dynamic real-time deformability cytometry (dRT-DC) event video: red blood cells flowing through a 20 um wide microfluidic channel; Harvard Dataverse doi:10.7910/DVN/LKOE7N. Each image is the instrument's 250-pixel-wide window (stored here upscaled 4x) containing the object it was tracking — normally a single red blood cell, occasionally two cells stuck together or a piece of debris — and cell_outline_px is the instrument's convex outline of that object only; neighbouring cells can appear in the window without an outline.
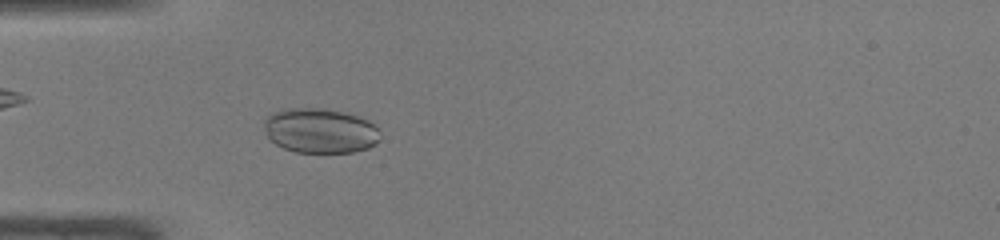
{"species": "common noctule bat (a hibernating species)", "species_latin": "Nyctalus noctula", "temperature_condition": "warm", "stored_images_in_passage": 47, "camera_frame_rate_fps": 3000, "um_per_image_px": 0.085, "animal": {"sex": "male", "body_mass_g": 19.0, "forearm_length_mm": 50.8}, "frame": {"image": 1, "passage_image": 14, "time_ms": 4.333, "image_size_px": [1000, 240], "cell_outline_px": [[380, 140], [376, 144], [368, 148], [352, 152], [296, 152], [284, 148], [268, 140], [264, 128], [264, 120], [272, 112], [280, 108], [324, 108], [344, 112], [368, 120], [380, 132]], "centroid_in_image_um": [27.18, 11.1], "position_along_channel_um": 57.8, "area_um2": 30.58}}
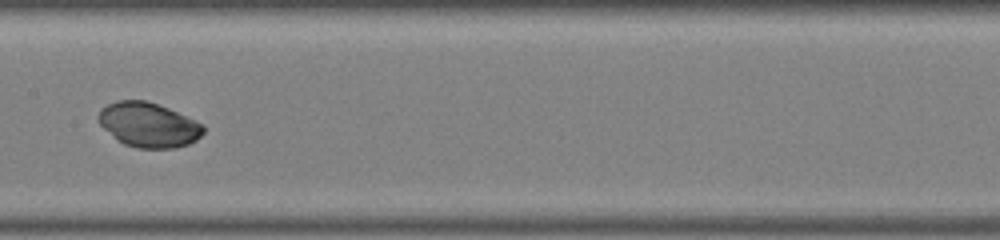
{"frame": {"image": 2, "passage_image": 24, "time_ms": 7.667, "image_size_px": [1000, 240], "cell_outline_px": [[204, 132], [196, 140], [188, 144], [176, 148], [136, 148], [124, 144], [116, 140], [100, 124], [96, 116], [108, 104], [116, 100], [144, 100], [168, 108], [196, 120], [204, 124]], "centroid_in_image_um": [12.63, 10.62], "position_along_channel_um": 194.8, "area_um2": 27.28}}
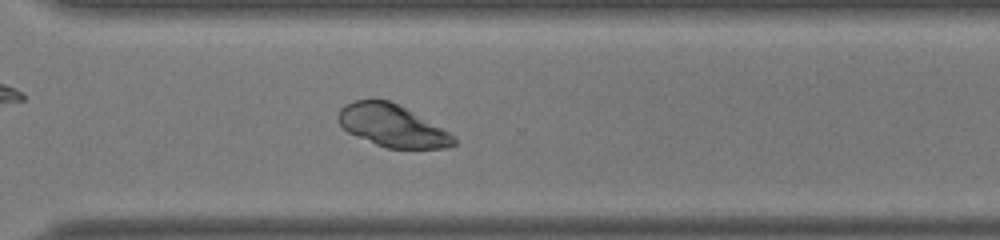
{"frame": {"image": 3, "passage_image": 34, "time_ms": 11.0, "image_size_px": [1000, 240], "cell_outline_px": [[456, 144], [448, 148], [388, 148], [376, 144], [356, 136], [348, 132], [340, 124], [336, 116], [340, 108], [356, 100], [388, 100], [404, 108], [448, 132], [456, 140]], "centroid_in_image_um": [33.3, 10.7], "position_along_channel_um": 337.3, "area_um2": 27.69}}